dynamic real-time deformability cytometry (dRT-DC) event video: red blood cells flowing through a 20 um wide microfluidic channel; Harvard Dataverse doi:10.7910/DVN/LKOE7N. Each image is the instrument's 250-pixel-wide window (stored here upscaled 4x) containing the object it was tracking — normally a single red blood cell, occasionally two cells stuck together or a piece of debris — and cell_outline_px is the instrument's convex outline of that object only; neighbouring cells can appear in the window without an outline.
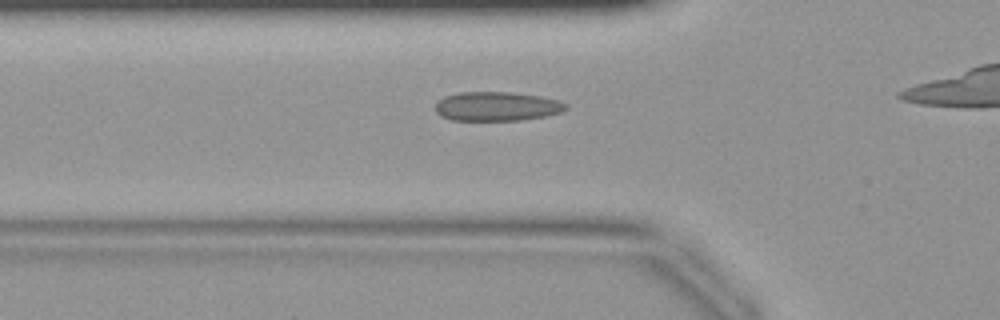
{"species": "common noctule bat (a hibernating species)", "species_latin": "Nyctalus noctula", "temperature_condition": "warm", "stored_images_in_passage": 28, "camera_frame_rate_fps": 3000, "um_per_image_px": 0.085, "animal": {"sex": "female", "body_mass_g": 19.9}, "frame": {"image": 1, "passage_image": 7, "time_ms": 2.0, "image_size_px": [1000, 320], "cell_outline_px": [[568, 108], [560, 112], [544, 116], [520, 120], [452, 120], [440, 116], [436, 112], [436, 100], [444, 96], [456, 92], [512, 92], [540, 96], [560, 100], [568, 104]], "centroid_in_image_um": [42.21, 9.03], "position_along_channel_um": 83.6, "area_um2": 22.37}}
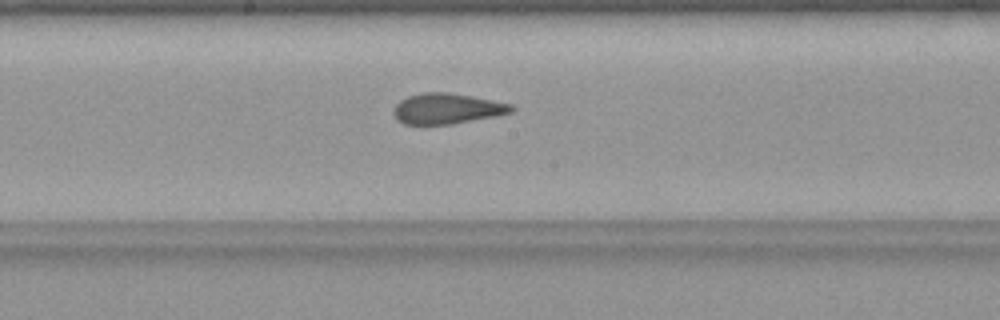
{"frame": {"image": 2, "passage_image": 15, "time_ms": 4.667, "image_size_px": [1000, 320], "cell_outline_px": [[516, 108], [512, 112], [496, 116], [452, 124], [404, 124], [396, 120], [392, 112], [396, 104], [400, 100], [408, 96], [424, 92], [448, 92], [472, 96], [512, 104]], "centroid_in_image_um": [37.99, 9.23], "position_along_channel_um": 210.2, "area_um2": 21.1}}
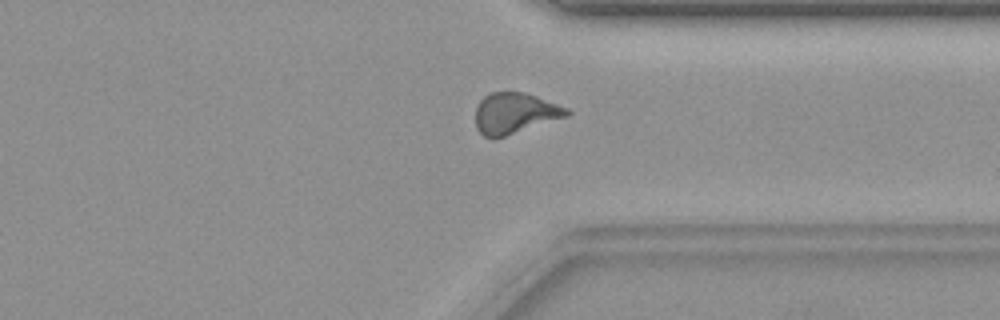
{"frame": {"image": 3, "passage_image": 25, "time_ms": 8.0, "image_size_px": [1000, 320], "cell_outline_px": [[572, 112], [568, 116], [492, 140], [484, 136], [476, 128], [476, 108], [480, 100], [484, 96], [492, 92], [524, 92], [536, 96], [568, 108]], "centroid_in_image_um": [43.75, 9.63], "position_along_channel_um": 367.7, "area_um2": 21.73}}